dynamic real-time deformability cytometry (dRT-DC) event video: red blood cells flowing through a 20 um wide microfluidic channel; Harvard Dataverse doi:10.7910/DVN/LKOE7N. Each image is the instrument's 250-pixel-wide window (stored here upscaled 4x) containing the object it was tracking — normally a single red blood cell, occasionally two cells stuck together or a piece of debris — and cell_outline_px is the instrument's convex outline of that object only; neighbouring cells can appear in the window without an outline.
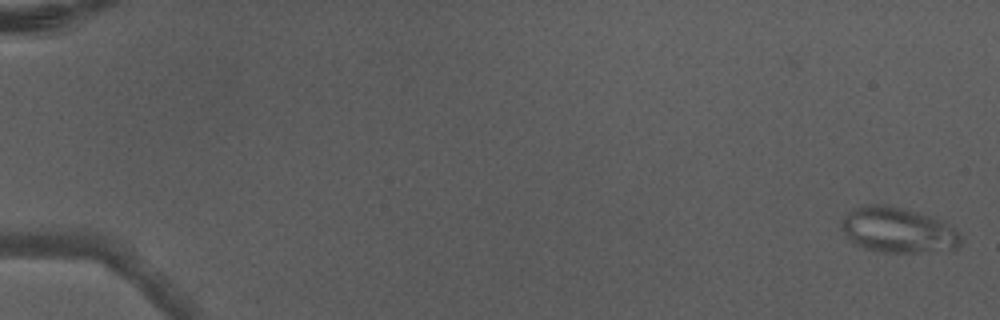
{"species": "Egyptian fruit bat (a non-hibernating species)", "species_latin": "Rousettus aegyptiacus", "temperature_condition": "warm", "stored_images_in_passage": 6, "camera_frame_rate_fps": 3000, "um_per_image_px": 0.085, "animal": {"sex": "male"}, "frame": {"image": 1, "passage_image": 1, "time_ms": 0.0, "image_size_px": [1000, 320], "cell_outline_px": [[960, 244], [956, 248], [916, 252], [880, 252], [864, 248], [852, 244], [848, 240], [840, 228], [840, 220], [852, 208], [864, 204], [884, 204], [920, 212], [932, 216], [948, 224], [960, 232]], "centroid_in_image_um": [76.24, 19.54], "position_along_channel_um": 8.8, "area_um2": 31.91}}